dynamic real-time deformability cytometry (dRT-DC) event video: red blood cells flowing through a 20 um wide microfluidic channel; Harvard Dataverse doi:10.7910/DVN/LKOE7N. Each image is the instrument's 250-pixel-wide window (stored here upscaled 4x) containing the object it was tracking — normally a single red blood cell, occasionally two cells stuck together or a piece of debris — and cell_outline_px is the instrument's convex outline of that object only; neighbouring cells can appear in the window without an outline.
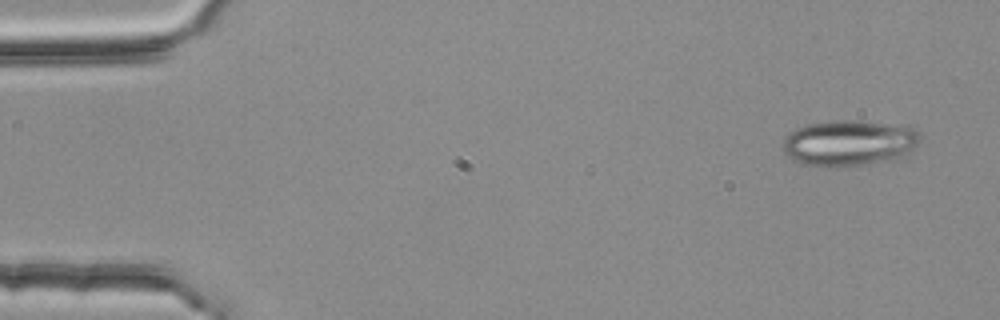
{"species": "common noctule bat (a hibernating species)", "species_latin": "Nyctalus noctula", "temperature_condition": "room temperature", "stored_images_in_passage": 4, "camera_frame_rate_fps": 3000, "um_per_image_px": 0.085, "animal": {"sex": "female", "body_mass_g": 25.1}, "frame": {"image": 1, "passage_image": 1, "time_ms": 0.0, "image_size_px": [1000, 320], "cell_outline_px": [[920, 140], [908, 156], [896, 160], [860, 164], [804, 164], [792, 160], [788, 156], [780, 144], [788, 132], [796, 128], [808, 124], [832, 120], [856, 120], [908, 124], [916, 128], [920, 136]], "centroid_in_image_um": [72.26, 12.09], "position_along_channel_um": 12.7, "area_um2": 36.99}}